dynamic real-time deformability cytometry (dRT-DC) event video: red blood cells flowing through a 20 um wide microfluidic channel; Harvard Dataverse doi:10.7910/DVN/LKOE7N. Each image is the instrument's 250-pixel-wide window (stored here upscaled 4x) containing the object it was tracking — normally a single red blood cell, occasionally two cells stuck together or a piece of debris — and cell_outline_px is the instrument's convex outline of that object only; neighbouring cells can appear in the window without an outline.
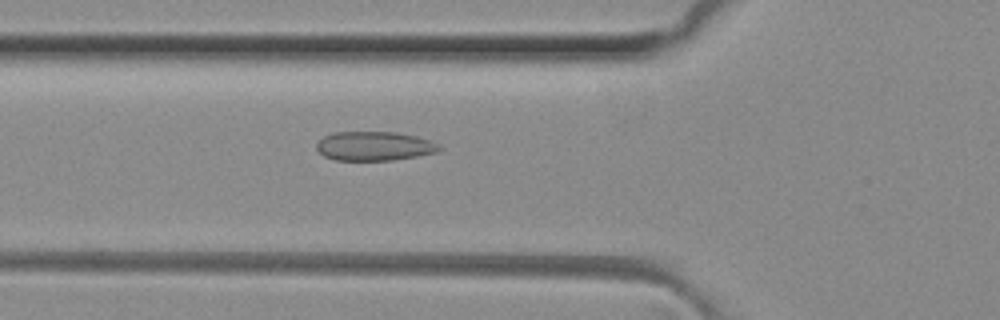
{"species": "common noctule bat (a hibernating species)", "species_latin": "Nyctalus noctula", "temperature_condition": "room temperature", "stored_images_in_passage": 50, "camera_frame_rate_fps": 3000, "um_per_image_px": 0.085, "animal": {"sex": "female", "body_mass_g": 29.2, "forearm_length_mm": 56.3}, "frame": {"image": 1, "passage_image": 18, "time_ms": 5.667, "image_size_px": [1000, 320], "cell_outline_px": [[440, 148], [436, 152], [416, 156], [392, 160], [336, 160], [324, 156], [316, 148], [316, 144], [324, 136], [332, 132], [396, 132], [416, 136], [440, 144]], "centroid_in_image_um": [31.79, 12.41], "position_along_channel_um": 94.0, "area_um2": 20.69}}
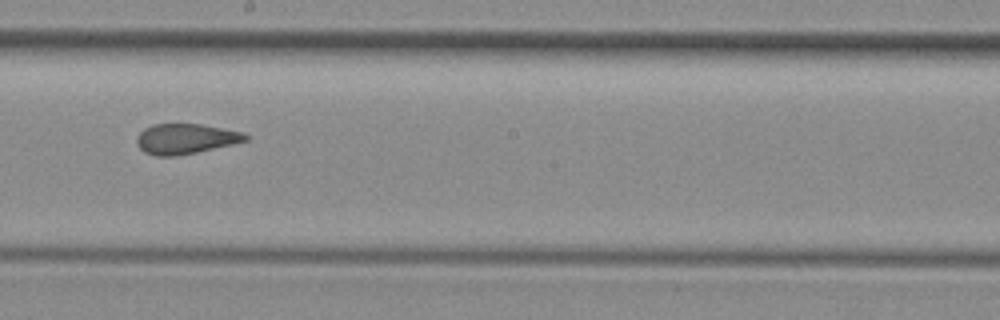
{"frame": {"image": 2, "passage_image": 28, "time_ms": 9.0, "image_size_px": [1000, 320], "cell_outline_px": [[248, 140], [232, 144], [196, 152], [176, 156], [156, 156], [144, 152], [136, 144], [136, 136], [144, 128], [152, 124], [200, 124], [244, 132], [248, 136]], "centroid_in_image_um": [15.74, 11.79], "position_along_channel_um": 232.5, "area_um2": 19.13}}
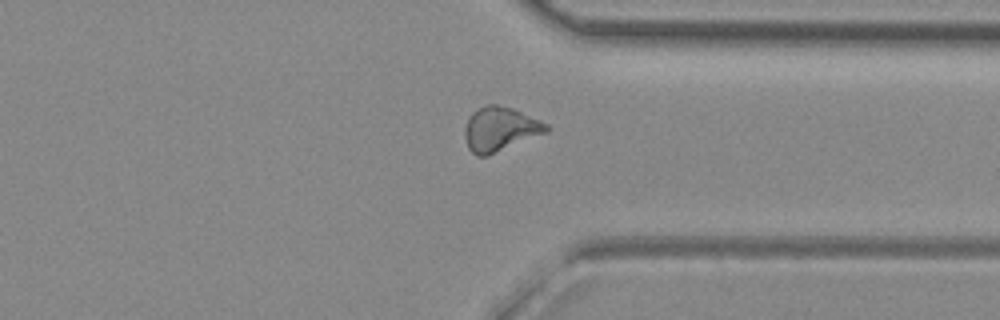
{"frame": {"image": 3, "passage_image": 38, "time_ms": 12.333, "image_size_px": [1000, 320], "cell_outline_px": [[548, 132], [488, 156], [476, 156], [468, 148], [464, 136], [464, 128], [468, 116], [472, 112], [488, 104], [496, 104], [512, 108], [540, 120], [548, 124]], "centroid_in_image_um": [42.48, 10.98], "position_along_channel_um": 368.9, "area_um2": 21.15}, "authors_computed_cell_mechanics": {"area_um2": 20.6057, "velocity_mm_per_s": 4.1424, "shape_relaxation_time_tau1_ms": null, "shape_relaxation_time_tau2_ms": 1.7675, "deformation_change_tau1": null, "deformation_change_tau2": 0.0842}}